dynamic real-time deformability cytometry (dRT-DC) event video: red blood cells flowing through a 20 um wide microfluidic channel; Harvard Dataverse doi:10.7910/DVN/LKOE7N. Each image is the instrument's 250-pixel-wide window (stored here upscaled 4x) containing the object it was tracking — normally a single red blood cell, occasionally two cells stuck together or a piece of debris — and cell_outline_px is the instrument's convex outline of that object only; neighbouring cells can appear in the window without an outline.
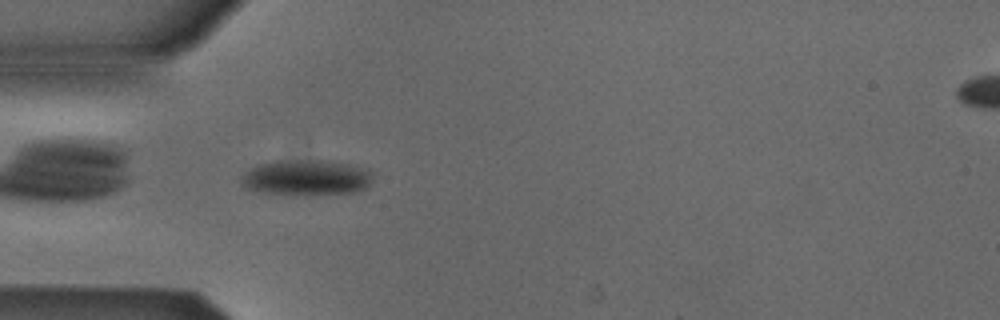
{"species": "Egyptian fruit bat (a non-hibernating species)", "species_latin": "Rousettus aegyptiacus", "temperature_condition": "cold", "stored_images_in_passage": 35, "camera_frame_rate_fps": 3000, "um_per_image_px": 0.085, "animal": {"sex": "male"}, "frame": {"image": 1, "passage_image": 1, "time_ms": 0.0, "image_size_px": [1000, 320], "cell_outline_px": [[372, 176], [368, 184], [364, 188], [352, 192], [308, 196], [264, 192], [244, 188], [240, 184], [240, 176], [252, 168], [260, 164], [276, 160], [320, 160], [348, 164], [372, 172]], "centroid_in_image_um": [25.97, 15.11], "position_along_channel_um": 59.0, "area_um2": 27.22}}
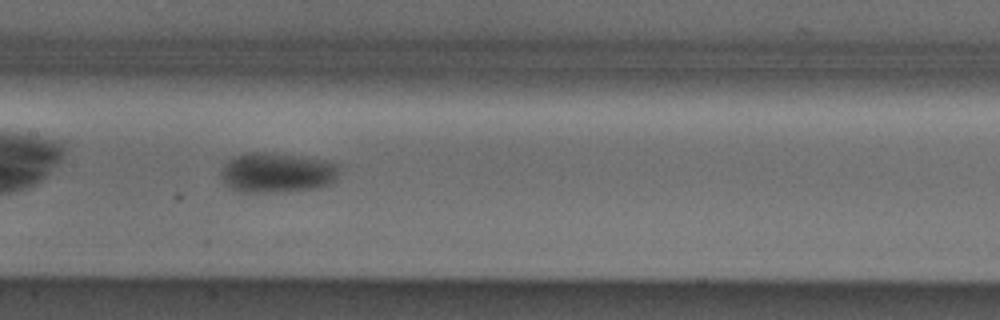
{"frame": {"image": 2, "passage_image": 11, "time_ms": 3.333, "image_size_px": [1000, 320], "cell_outline_px": [[336, 180], [328, 184], [316, 188], [264, 192], [240, 192], [224, 184], [220, 176], [220, 172], [224, 164], [228, 160], [236, 156], [252, 152], [264, 152], [292, 156], [316, 160], [336, 164]], "centroid_in_image_um": [23.43, 14.69], "position_along_channel_um": 184.0, "area_um2": 26.65}}
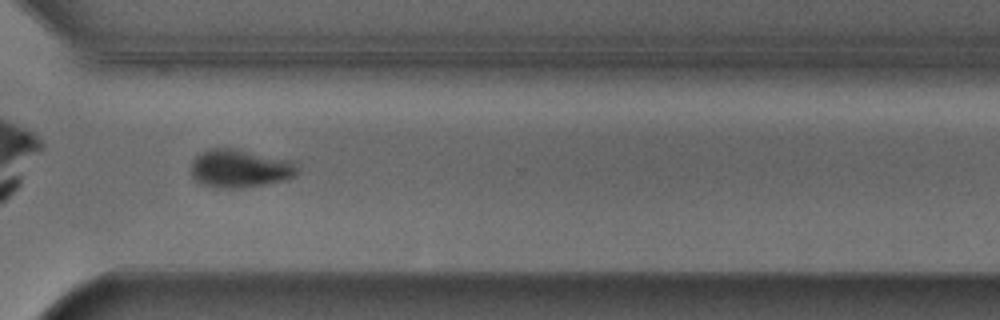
{"frame": {"image": 3, "passage_image": 24, "time_ms": 7.667, "image_size_px": [1000, 320], "cell_outline_px": [[300, 168], [296, 176], [288, 180], [244, 188], [212, 188], [200, 184], [192, 176], [192, 160], [196, 156], [208, 148], [232, 148], [296, 160]], "centroid_in_image_um": [20.47, 14.33], "position_along_channel_um": 350.1, "area_um2": 24.39}, "authors_computed_cell_mechanics": {"area_um2": 25.2008, "velocity_mm_per_s": 3.8431, "shape_relaxation_time_tau1_ms": 3.728, "shape_relaxation_time_tau2_ms": null, "deformation_change_tau1": 0.1041, "deformation_change_tau2": null}}